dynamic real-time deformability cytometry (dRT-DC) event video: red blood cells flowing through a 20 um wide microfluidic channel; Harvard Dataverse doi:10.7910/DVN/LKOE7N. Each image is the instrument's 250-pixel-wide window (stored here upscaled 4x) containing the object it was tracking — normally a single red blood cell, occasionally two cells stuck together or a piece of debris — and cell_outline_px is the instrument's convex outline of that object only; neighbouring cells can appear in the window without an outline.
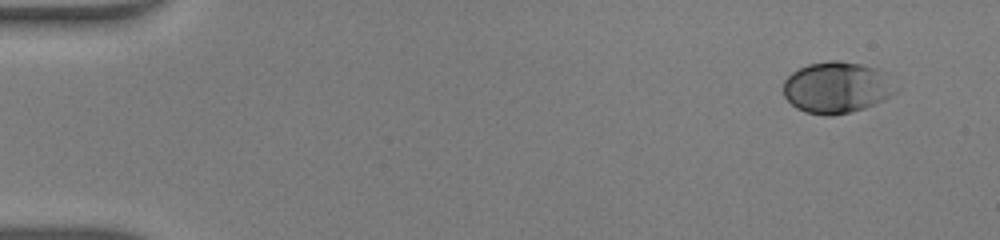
{"species": "human", "species_latin": "Homo sapiens", "temperature_condition": "warm", "stored_images_in_passage": 46, "camera_frame_rate_fps": 3000, "um_per_image_px": 0.085, "donor": {"sex": "male"}, "frame": {"image": 1, "passage_image": 1, "time_ms": 0.0, "image_size_px": [1000, 240], "cell_outline_px": [[896, 92], [884, 100], [864, 108], [852, 112], [832, 116], [824, 116], [804, 112], [796, 108], [784, 96], [784, 80], [792, 72], [808, 64], [832, 60], [836, 60], [860, 64], [876, 68], [888, 72]], "centroid_in_image_um": [71.13, 7.44], "position_along_channel_um": 13.9, "area_um2": 33.81}}
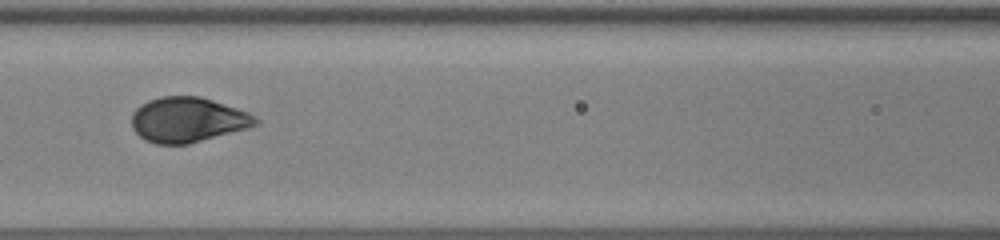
{"frame": {"image": 2, "passage_image": 20, "time_ms": 6.333, "image_size_px": [1000, 240], "cell_outline_px": [[260, 124], [248, 128], [188, 144], [156, 144], [144, 140], [132, 128], [132, 112], [140, 104], [148, 100], [160, 96], [200, 96], [248, 112], [256, 116], [260, 120]], "centroid_in_image_um": [15.95, 10.18], "position_along_channel_um": 150.6, "area_um2": 32.66}}
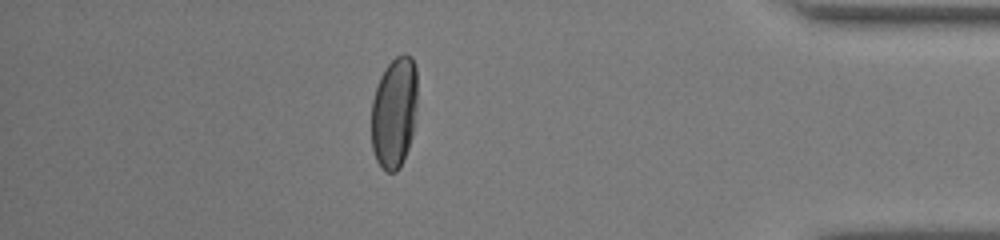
{"frame": {"image": 3, "passage_image": 40, "time_ms": 13.0, "image_size_px": [1000, 240], "cell_outline_px": [[416, 108], [412, 136], [408, 148], [400, 168], [396, 172], [388, 172], [376, 160], [372, 148], [372, 100], [380, 76], [384, 68], [396, 56], [404, 52], [412, 56], [416, 68]], "centroid_in_image_um": [33.51, 9.53], "position_along_channel_um": 401.7, "area_um2": 29.88}, "authors_computed_cell_mechanics": {"area_um2": 32.8593, "velocity_mm_per_s": 4.313, "shape_relaxation_time_tau1_ms": 2.634, "shape_relaxation_time_tau2_ms": null, "deformation_change_tau1": 0.1692, "deformation_change_tau2": null}}